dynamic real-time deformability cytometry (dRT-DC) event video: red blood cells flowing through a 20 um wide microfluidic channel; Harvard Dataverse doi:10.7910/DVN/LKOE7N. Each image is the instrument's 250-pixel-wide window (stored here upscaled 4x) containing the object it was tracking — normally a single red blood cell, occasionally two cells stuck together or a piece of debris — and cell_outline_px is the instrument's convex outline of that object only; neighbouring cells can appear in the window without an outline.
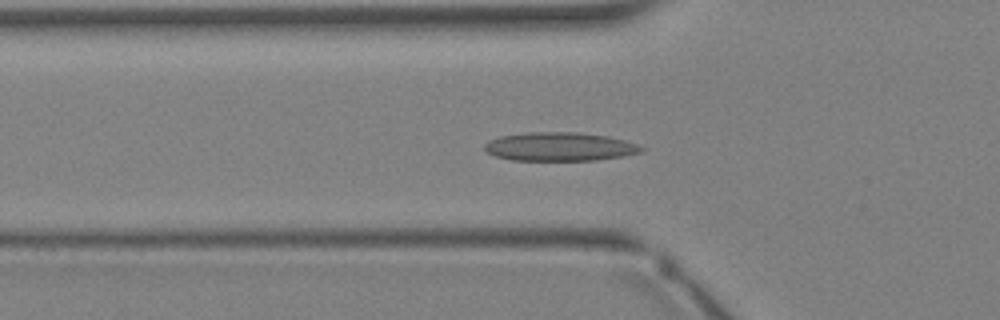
{"species": "Egyptian fruit bat (a non-hibernating species)", "species_latin": "Rousettus aegyptiacus", "temperature_condition": "warm", "stored_images_in_passage": 25, "camera_frame_rate_fps": 3000, "um_per_image_px": 0.085, "animal": {"sex": "female"}, "frame": {"image": 1, "passage_image": 8, "time_ms": 2.333, "image_size_px": [1000, 320], "cell_outline_px": [[644, 152], [624, 156], [596, 160], [512, 160], [496, 156], [488, 152], [484, 148], [484, 144], [488, 140], [500, 136], [528, 132], [576, 132], [608, 136], [624, 140], [636, 144], [644, 148]], "centroid_in_image_um": [47.58, 12.46], "position_along_channel_um": 78.2, "area_um2": 26.18}}
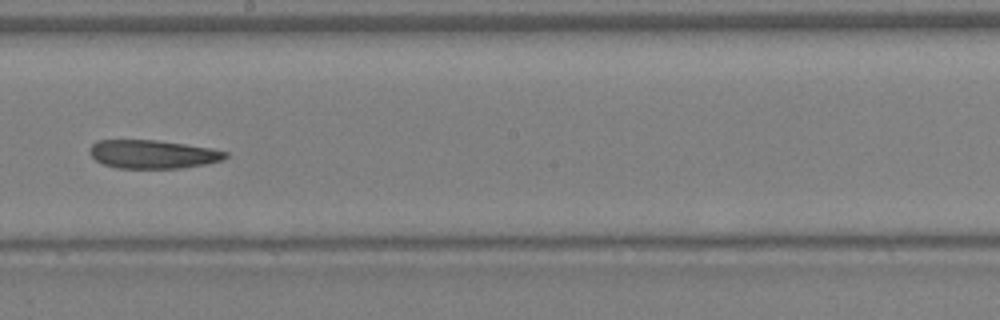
{"frame": {"image": 2, "passage_image": 16, "time_ms": 5.0, "image_size_px": [1000, 320], "cell_outline_px": [[228, 156], [224, 160], [204, 164], [180, 168], [116, 168], [104, 164], [96, 160], [88, 152], [92, 144], [96, 140], [156, 140], [212, 148], [228, 152]], "centroid_in_image_um": [12.99, 13.1], "position_along_channel_um": 235.2, "area_um2": 22.54}}
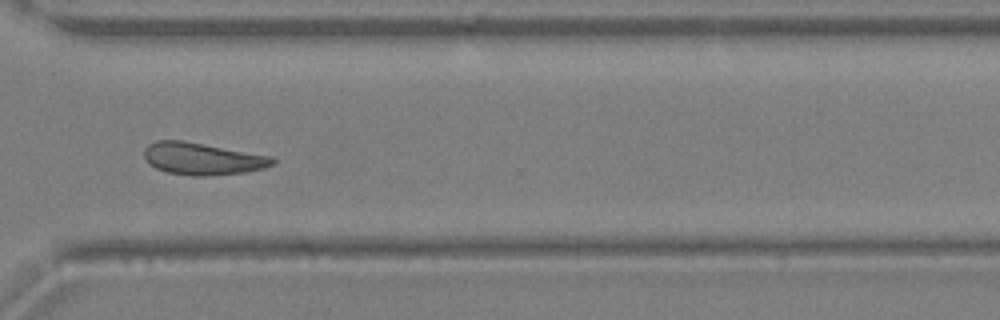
{"frame": {"image": 3, "passage_image": 22, "time_ms": 7.0, "image_size_px": [1000, 320], "cell_outline_px": [[276, 164], [264, 168], [244, 172], [208, 176], [192, 176], [168, 172], [156, 168], [148, 164], [144, 156], [144, 148], [148, 144], [156, 140], [180, 140], [272, 156], [276, 160]], "centroid_in_image_um": [17.2, 13.49], "position_along_channel_um": 353.4, "area_um2": 24.04}}